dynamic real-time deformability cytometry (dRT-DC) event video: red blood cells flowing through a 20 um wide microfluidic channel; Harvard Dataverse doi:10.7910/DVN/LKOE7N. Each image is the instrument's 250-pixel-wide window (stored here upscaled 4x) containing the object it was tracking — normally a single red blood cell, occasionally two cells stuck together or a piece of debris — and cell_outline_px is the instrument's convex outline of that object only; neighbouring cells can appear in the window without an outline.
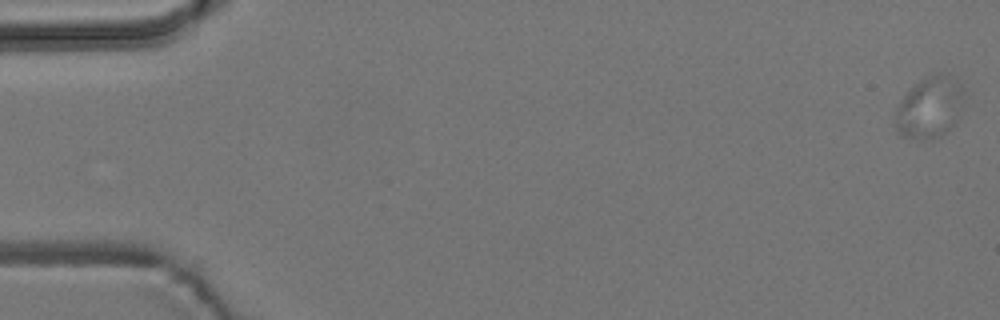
{"species": "common noctule bat (a hibernating species)", "species_latin": "Nyctalus noctula", "temperature_condition": "room temperature", "stored_images_in_passage": 7, "camera_frame_rate_fps": 3000, "um_per_image_px": 0.085, "animal": {"sex": "male", "body_mass_g": 19.2, "forearm_length_mm": 51.8}, "frame": {"image": 1, "passage_image": 1, "time_ms": 0.0, "image_size_px": [1000, 320], "cell_outline_px": [[964, 96], [956, 124], [944, 132], [928, 140], [920, 140], [900, 136], [892, 124], [896, 108], [900, 100], [920, 80], [932, 72], [948, 72], [960, 76], [964, 88]], "centroid_in_image_um": [79.04, 9.07], "position_along_channel_um": 6.0, "area_um2": 25.66}}
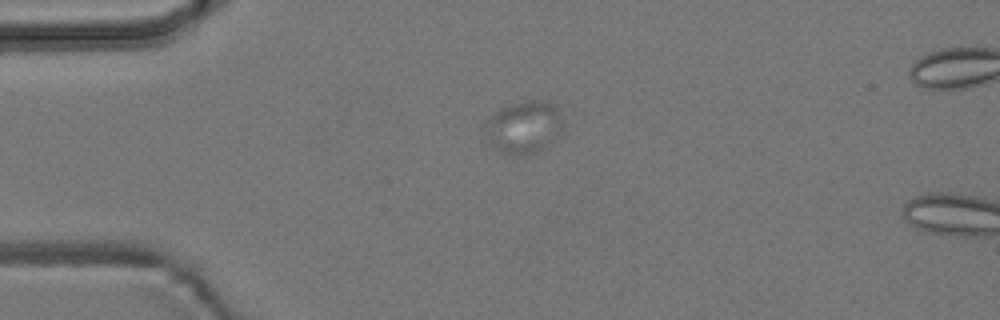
{"frame": {"image": 2, "passage_image": 5, "time_ms": 5.0, "image_size_px": [1000, 320], "cell_outline_px": [[564, 124], [556, 140], [532, 152], [512, 156], [496, 148], [492, 144], [484, 124], [484, 120], [500, 108], [524, 100], [548, 100], [556, 108]], "centroid_in_image_um": [44.54, 10.76], "position_along_channel_um": 40.5, "area_um2": 23.47}}